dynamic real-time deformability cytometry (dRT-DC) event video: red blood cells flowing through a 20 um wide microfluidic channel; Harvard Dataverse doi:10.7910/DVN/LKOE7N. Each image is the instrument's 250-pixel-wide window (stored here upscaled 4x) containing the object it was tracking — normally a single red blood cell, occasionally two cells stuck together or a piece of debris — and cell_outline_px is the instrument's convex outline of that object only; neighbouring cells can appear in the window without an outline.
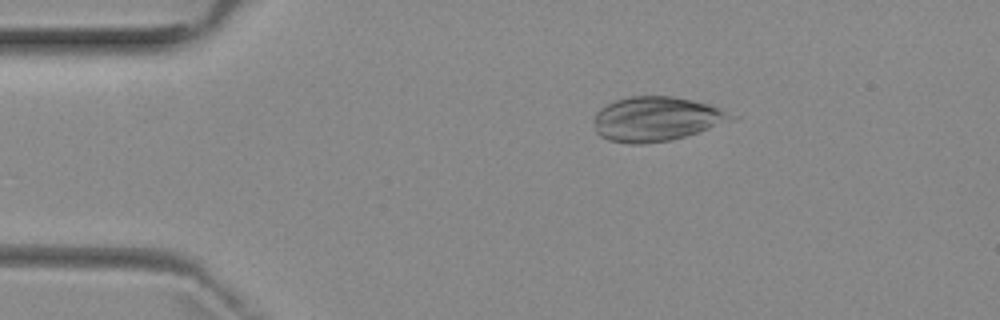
{"species": "common noctule bat (a hibernating species)", "species_latin": "Nyctalus noctula", "temperature_condition": "room temperature", "stored_images_in_passage": 5, "camera_frame_rate_fps": 3000, "um_per_image_px": 0.085, "animal": {"sex": "female", "body_mass_g": 29.2, "forearm_length_mm": 56.3}, "frame": {"image": 1, "passage_image": 2, "time_ms": 1.333, "image_size_px": [1000, 320], "cell_outline_px": [[740, 116], [732, 120], [672, 140], [640, 144], [628, 144], [608, 140], [600, 136], [596, 132], [596, 112], [604, 104], [628, 96], [672, 96], [692, 100], [708, 104], [720, 108]], "centroid_in_image_um": [55.78, 10.1], "position_along_channel_um": 29.2, "area_um2": 35.43}}
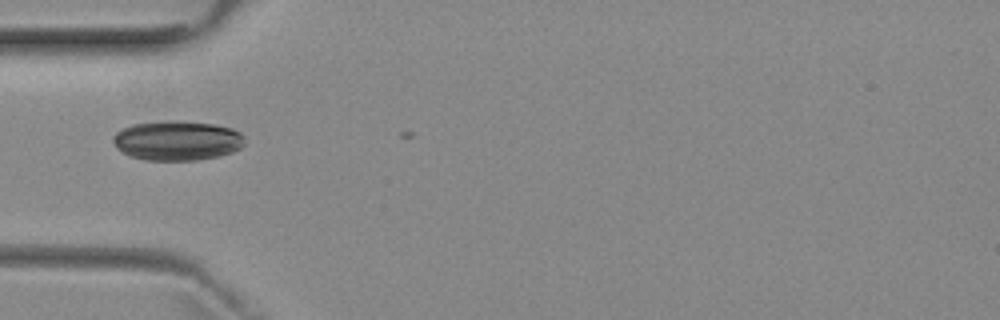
{"frame": {"image": 2, "passage_image": 4, "time_ms": 3.667, "image_size_px": [1000, 320], "cell_outline_px": [[244, 144], [240, 148], [232, 152], [220, 156], [196, 160], [144, 160], [132, 156], [116, 148], [112, 140], [112, 136], [116, 132], [132, 124], [164, 120], [180, 120], [216, 124], [232, 128], [240, 132], [244, 136]], "centroid_in_image_um": [15.07, 11.93], "position_along_channel_um": 69.9, "area_um2": 30.75}}